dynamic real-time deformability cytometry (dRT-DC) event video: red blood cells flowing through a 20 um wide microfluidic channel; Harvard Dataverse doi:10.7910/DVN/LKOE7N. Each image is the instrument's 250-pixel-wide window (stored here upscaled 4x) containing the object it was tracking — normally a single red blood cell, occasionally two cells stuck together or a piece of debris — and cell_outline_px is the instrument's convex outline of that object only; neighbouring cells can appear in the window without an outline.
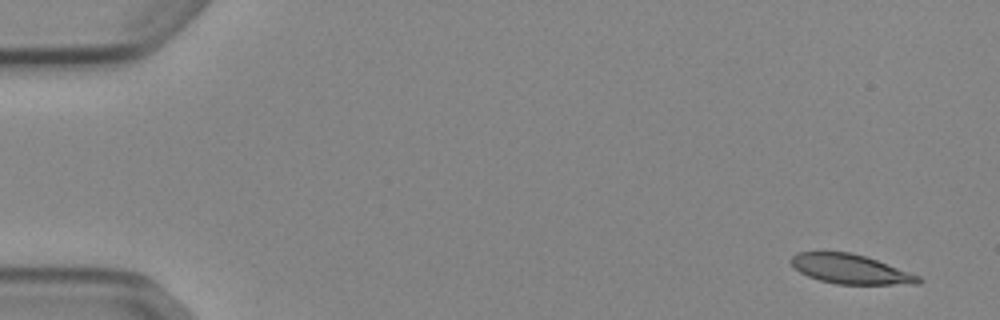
{"species": "Egyptian fruit bat (a non-hibernating species)", "species_latin": "Rousettus aegyptiacus", "temperature_condition": "cold", "stored_images_in_passage": 51, "camera_frame_rate_fps": 3000, "um_per_image_px": 0.085, "animal": {"sex": "female"}, "frame": {"image": 1, "passage_image": 1, "time_ms": 0.0, "image_size_px": [1000, 320], "cell_outline_px": [[924, 280], [920, 284], [836, 284], [820, 280], [808, 276], [800, 272], [788, 260], [796, 252], [852, 252], [876, 260], [920, 276]], "centroid_in_image_um": [72.28, 22.87], "position_along_channel_um": 12.7, "area_um2": 21.73}}
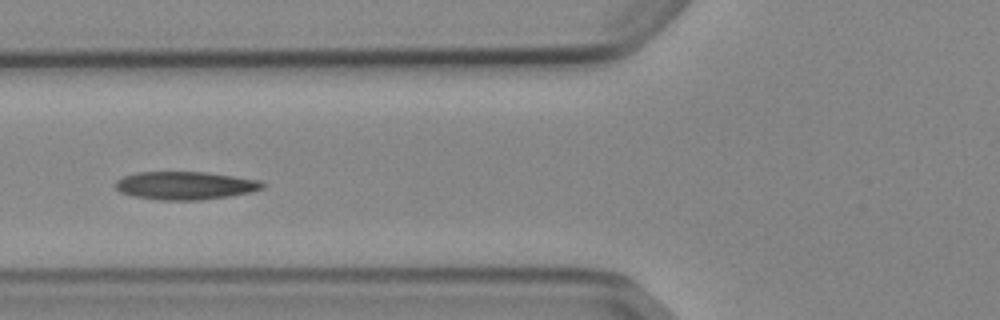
{"frame": {"image": 2, "passage_image": 19, "time_ms": 6.0, "image_size_px": [1000, 320], "cell_outline_px": [[264, 188], [252, 192], [228, 196], [200, 200], [160, 200], [132, 196], [120, 192], [116, 188], [116, 180], [124, 176], [136, 172], [204, 172], [260, 180], [264, 184]], "centroid_in_image_um": [15.73, 15.77], "position_along_channel_um": 110.1, "area_um2": 23.99}}
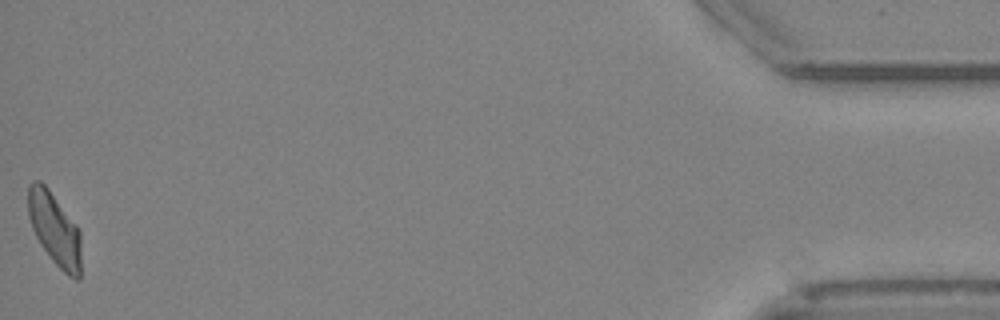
{"frame": {"image": 3, "passage_image": 51, "time_ms": 16.667, "image_size_px": [1000, 320], "cell_outline_px": [[80, 280], [76, 280], [68, 276], [52, 260], [40, 244], [32, 228], [28, 216], [28, 184], [32, 180], [40, 180], [48, 188], [76, 224], [80, 232]], "centroid_in_image_um": [4.63, 19.46], "position_along_channel_um": 430.6, "area_um2": 22.48}, "authors_computed_cell_mechanics": {"area_um2": 23.0622, "velocity_mm_per_s": 3.8542, "shape_relaxation_time_tau1_ms": 5.571, "shape_relaxation_time_tau2_ms": 3.8961, "deformation_change_tau1": 0.1573, "deformation_change_tau2": 0.1018}}